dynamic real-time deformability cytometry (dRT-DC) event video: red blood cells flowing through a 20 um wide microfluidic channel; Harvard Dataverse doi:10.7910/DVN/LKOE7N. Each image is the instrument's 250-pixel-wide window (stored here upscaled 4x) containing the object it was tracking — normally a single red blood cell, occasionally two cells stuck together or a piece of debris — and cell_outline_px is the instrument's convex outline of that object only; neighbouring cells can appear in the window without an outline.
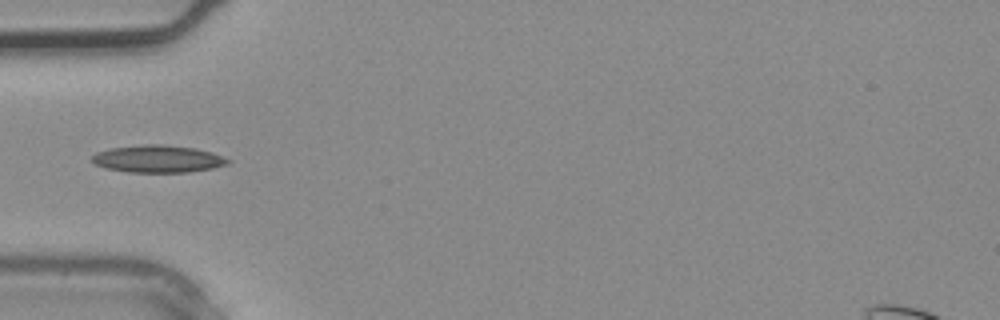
{"species": "common noctule bat (a hibernating species)", "species_latin": "Nyctalus noctula", "temperature_condition": "warm", "stored_images_in_passage": 1, "camera_frame_rate_fps": 3000, "um_per_image_px": 0.085, "animal": {"sex": "male", "body_mass_g": 20.4}, "frame": {"image": 1, "passage_image": 1, "time_ms": 0.0, "image_size_px": [1000, 320], "cell_outline_px": [[232, 160], [228, 164], [212, 168], [188, 172], [128, 172], [104, 168], [92, 164], [92, 156], [96, 152], [112, 148], [144, 144], [160, 144], [196, 148], [212, 152]], "centroid_in_image_um": [13.41, 13.5], "position_along_channel_um": 71.6, "area_um2": 21.73}}